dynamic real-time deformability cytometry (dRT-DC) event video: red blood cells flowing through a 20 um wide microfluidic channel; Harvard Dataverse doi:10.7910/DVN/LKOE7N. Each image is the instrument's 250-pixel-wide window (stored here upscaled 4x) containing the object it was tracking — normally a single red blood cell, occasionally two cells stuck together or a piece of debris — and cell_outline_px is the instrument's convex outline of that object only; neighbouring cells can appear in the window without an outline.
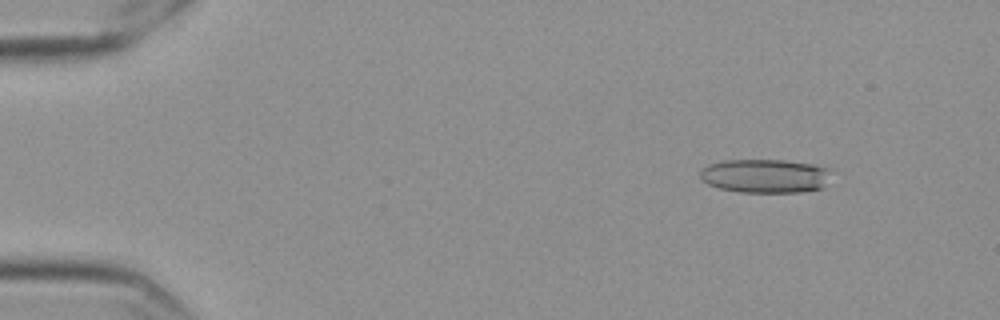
{"species": "Egyptian fruit bat (a non-hibernating species)", "species_latin": "Rousettus aegyptiacus", "temperature_condition": "cold", "stored_images_in_passage": 57, "camera_frame_rate_fps": 3000, "um_per_image_px": 0.085, "frame": {"image": 1, "passage_image": 7, "time_ms": 2.0, "image_size_px": [1000, 320], "cell_outline_px": [[836, 172], [824, 188], [800, 192], [740, 192], [720, 188], [708, 184], [700, 176], [700, 172], [708, 164], [724, 160], [784, 160], [812, 164], [828, 168]], "centroid_in_image_um": [65.14, 14.95], "position_along_channel_um": 19.9, "area_um2": 26.18}}
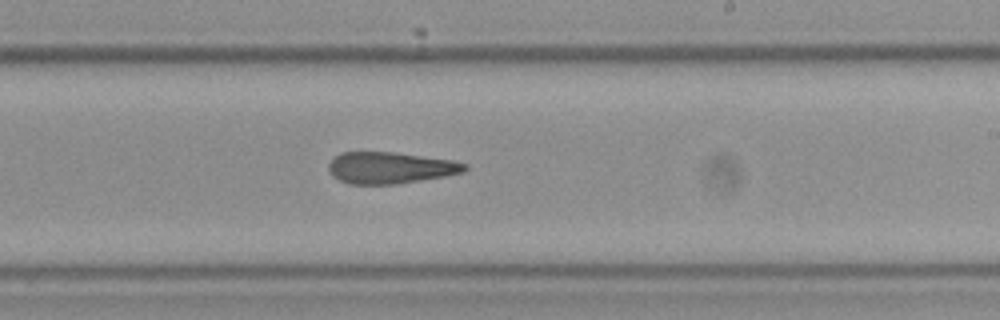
{"frame": {"image": 2, "passage_image": 35, "time_ms": 11.333, "image_size_px": [1000, 320], "cell_outline_px": [[468, 168], [464, 172], [444, 176], [396, 184], [348, 184], [332, 176], [328, 168], [328, 164], [340, 152], [392, 152], [452, 160], [468, 164]], "centroid_in_image_um": [33.16, 14.26], "position_along_channel_um": 255.8, "area_um2": 24.91}}
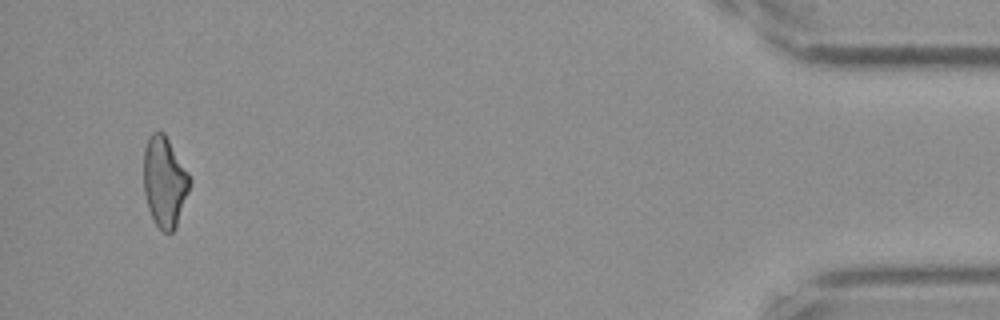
{"frame": {"image": 3, "passage_image": 55, "time_ms": 18.0, "image_size_px": [1000, 320], "cell_outline_px": [[192, 180], [176, 228], [172, 232], [164, 232], [156, 224], [148, 208], [144, 192], [144, 148], [148, 136], [152, 132], [164, 132], [188, 172]], "centroid_in_image_um": [13.99, 15.43], "position_along_channel_um": 421.2, "area_um2": 24.22}}